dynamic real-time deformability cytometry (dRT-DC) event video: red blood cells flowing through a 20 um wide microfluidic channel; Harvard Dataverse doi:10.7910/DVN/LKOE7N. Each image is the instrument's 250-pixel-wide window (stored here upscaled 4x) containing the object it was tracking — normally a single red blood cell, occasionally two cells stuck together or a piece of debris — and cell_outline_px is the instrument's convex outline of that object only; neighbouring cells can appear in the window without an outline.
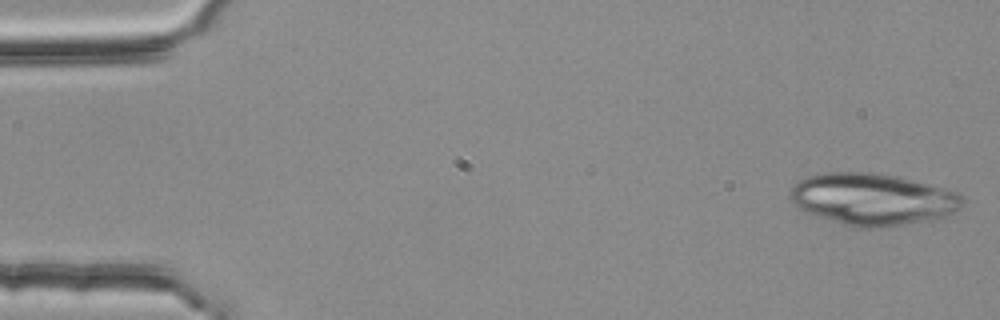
{"species": "common noctule bat (a hibernating species)", "species_latin": "Nyctalus noctula", "temperature_condition": "room temperature", "stored_images_in_passage": 16, "camera_frame_rate_fps": 3000, "um_per_image_px": 0.085, "animal": {"sex": "female", "body_mass_g": 25.1}, "frame": {"image": 1, "passage_image": 1, "time_ms": 0.0, "image_size_px": [1000, 320], "cell_outline_px": [[964, 204], [960, 208], [944, 220], [884, 228], [864, 228], [844, 224], [808, 212], [800, 208], [788, 196], [788, 192], [792, 184], [796, 180], [808, 176], [824, 172], [872, 172], [900, 176], [960, 192], [964, 196]], "centroid_in_image_um": [74.28, 16.94], "position_along_channel_um": 10.7, "area_um2": 53.29}}